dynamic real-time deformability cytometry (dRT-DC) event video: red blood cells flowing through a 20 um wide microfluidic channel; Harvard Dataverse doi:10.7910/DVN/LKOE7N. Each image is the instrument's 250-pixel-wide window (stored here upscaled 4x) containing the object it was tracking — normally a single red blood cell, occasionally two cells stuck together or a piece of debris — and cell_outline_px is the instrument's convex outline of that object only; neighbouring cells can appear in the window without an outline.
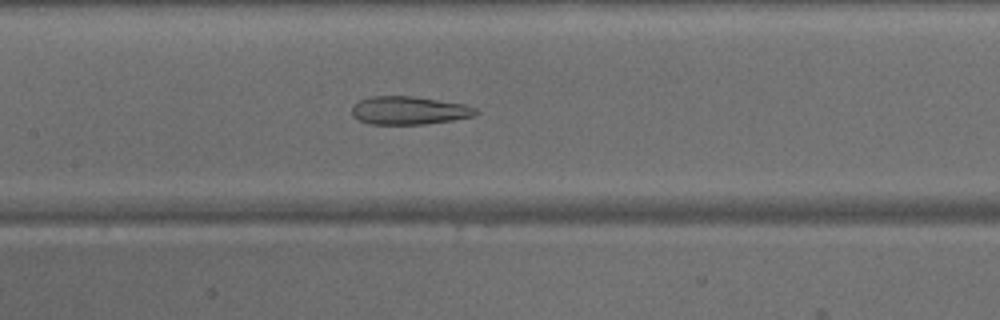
{"species": "common noctule bat (a hibernating species)", "species_latin": "Nyctalus noctula", "temperature_condition": "warm", "stored_images_in_passage": 47, "camera_frame_rate_fps": 3000, "um_per_image_px": 0.085, "animal": {"sex": "male", "body_mass_g": 15.6}, "frame": {"image": 1, "passage_image": 22, "time_ms": 7.0, "image_size_px": [1000, 320], "cell_outline_px": [[480, 112], [476, 116], [452, 120], [424, 124], [368, 124], [352, 116], [352, 104], [360, 100], [372, 96], [412, 96], [464, 104], [476, 108]], "centroid_in_image_um": [34.77, 9.39], "position_along_channel_um": 172.6, "area_um2": 20.4}}
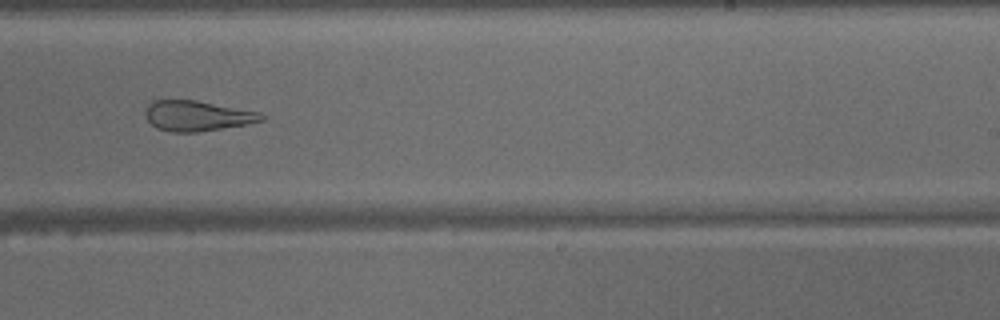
{"frame": {"image": 2, "passage_image": 29, "time_ms": 9.333, "image_size_px": [1000, 320], "cell_outline_px": [[264, 120], [248, 124], [196, 132], [168, 132], [156, 128], [144, 116], [144, 112], [148, 104], [152, 100], [196, 100], [260, 112], [264, 116]], "centroid_in_image_um": [16.73, 9.84], "position_along_channel_um": 272.3, "area_um2": 20.58}}
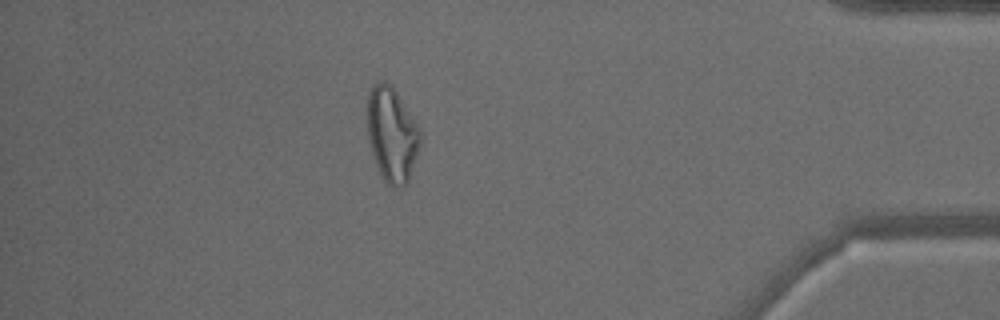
{"frame": {"image": 3, "passage_image": 41, "time_ms": 13.333, "image_size_px": [1000, 320], "cell_outline_px": [[420, 144], [408, 180], [400, 188], [388, 184], [384, 180], [376, 164], [372, 152], [368, 136], [368, 92], [380, 80], [384, 80], [392, 84], [420, 128]], "centroid_in_image_um": [33.31, 11.38], "position_along_channel_um": 401.9, "area_um2": 28.78}}